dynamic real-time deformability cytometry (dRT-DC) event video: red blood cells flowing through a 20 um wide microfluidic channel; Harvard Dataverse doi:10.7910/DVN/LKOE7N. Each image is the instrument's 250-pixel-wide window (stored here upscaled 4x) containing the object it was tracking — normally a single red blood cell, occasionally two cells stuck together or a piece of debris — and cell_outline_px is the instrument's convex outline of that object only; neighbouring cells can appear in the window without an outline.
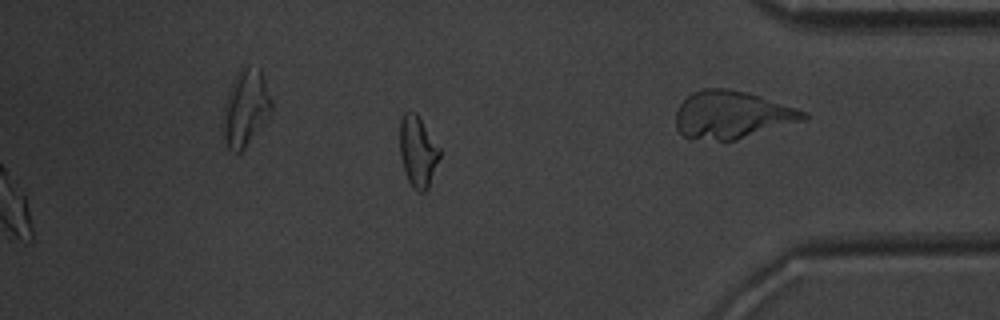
{"species": "common noctule bat (a hibernating species)", "species_latin": "Nyctalus noctula", "temperature_condition": "warm", "stored_images_in_passage": 41, "segment_of_instrument_passage": [2, 2], "camera_frame_rate_fps": 3000, "um_per_image_px": 0.085, "animal": {"sex": "male", "body_mass_g": 20.1, "forearm_length_mm": 53.5}, "frame": {"image": 1, "passage_image": 41, "time_ms": 13.333, "image_size_px": [1000, 320], "cell_outline_px": [[440, 156], [428, 188], [424, 192], [420, 192], [412, 188], [404, 172], [400, 156], [400, 120], [404, 112], [408, 108], [416, 112], [440, 148]], "centroid_in_image_um": [35.49, 12.85], "position_along_channel_um": 399.7, "area_um2": 16.65}}